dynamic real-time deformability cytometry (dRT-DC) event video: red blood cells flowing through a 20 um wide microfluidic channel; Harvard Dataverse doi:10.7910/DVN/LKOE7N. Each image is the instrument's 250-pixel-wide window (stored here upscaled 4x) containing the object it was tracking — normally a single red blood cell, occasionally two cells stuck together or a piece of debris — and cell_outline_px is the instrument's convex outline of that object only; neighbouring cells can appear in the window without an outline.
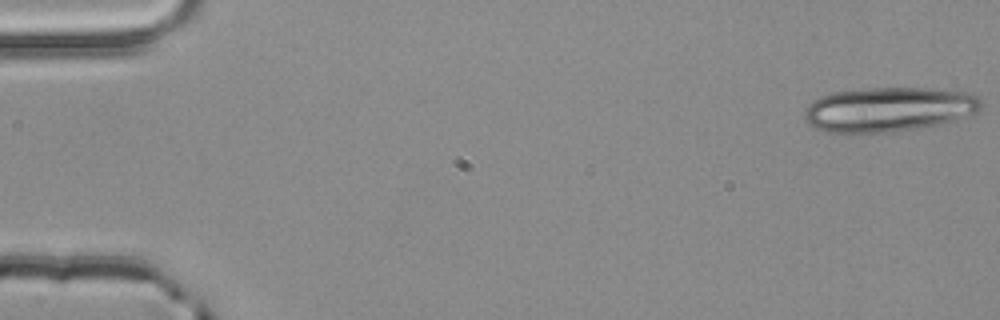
{"species": "common noctule bat (a hibernating species)", "species_latin": "Nyctalus noctula", "temperature_condition": "room temperature", "stored_images_in_passage": 20, "camera_frame_rate_fps": 3000, "um_per_image_px": 0.085, "animal": {"sex": "male", "body_mass_g": 20.4}, "frame": {"image": 1, "passage_image": 1, "time_ms": 0.0, "image_size_px": [1000, 320], "cell_outline_px": [[984, 104], [980, 112], [952, 120], [920, 128], [892, 132], [848, 136], [824, 132], [812, 128], [804, 120], [804, 112], [820, 96], [832, 92], [852, 88], [928, 88], [964, 92], [976, 96]], "centroid_in_image_um": [75.45, 9.33], "position_along_channel_um": 9.5, "area_um2": 46.99}}